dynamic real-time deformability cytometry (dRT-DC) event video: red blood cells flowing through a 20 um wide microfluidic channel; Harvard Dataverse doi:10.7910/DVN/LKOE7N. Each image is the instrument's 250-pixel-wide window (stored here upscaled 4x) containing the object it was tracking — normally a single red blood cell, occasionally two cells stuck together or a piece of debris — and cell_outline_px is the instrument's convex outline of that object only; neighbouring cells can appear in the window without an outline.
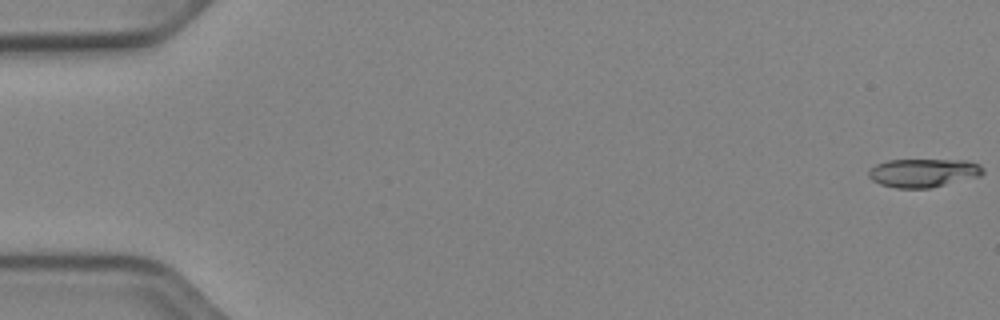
{"species": "Egyptian fruit bat (a non-hibernating species)", "species_latin": "Rousettus aegyptiacus", "temperature_condition": "cold", "stored_images_in_passage": 53, "camera_frame_rate_fps": 3000, "um_per_image_px": 0.085, "animal": {"sex": "female"}, "frame": {"image": 1, "passage_image": 1, "time_ms": 0.0, "image_size_px": [1000, 320], "cell_outline_px": [[984, 172], [980, 176], [932, 188], [896, 188], [880, 184], [872, 180], [868, 176], [868, 168], [876, 164], [888, 160], [968, 160], [980, 164], [984, 168]], "centroid_in_image_um": [78.49, 14.69], "position_along_channel_um": 6.5, "area_um2": 19.25}}
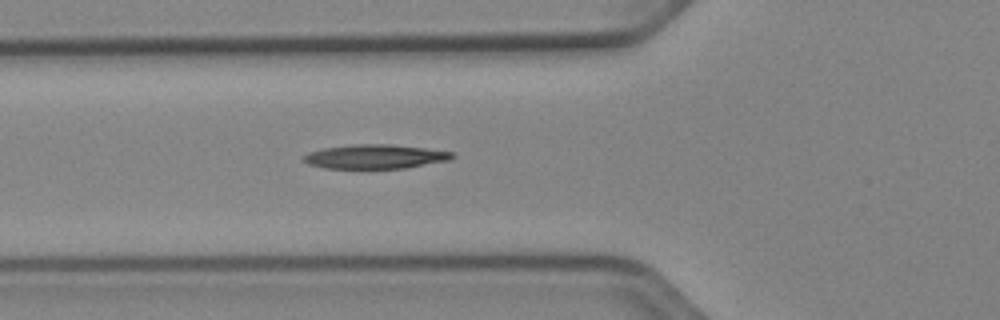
{"frame": {"image": 2, "passage_image": 20, "time_ms": 6.333, "image_size_px": [1000, 320], "cell_outline_px": [[456, 156], [452, 160], [404, 168], [324, 168], [308, 164], [300, 156], [308, 152], [324, 148], [356, 144], [392, 144], [424, 148], [452, 152]], "centroid_in_image_um": [31.89, 13.31], "position_along_channel_um": 93.9, "area_um2": 20.98}}
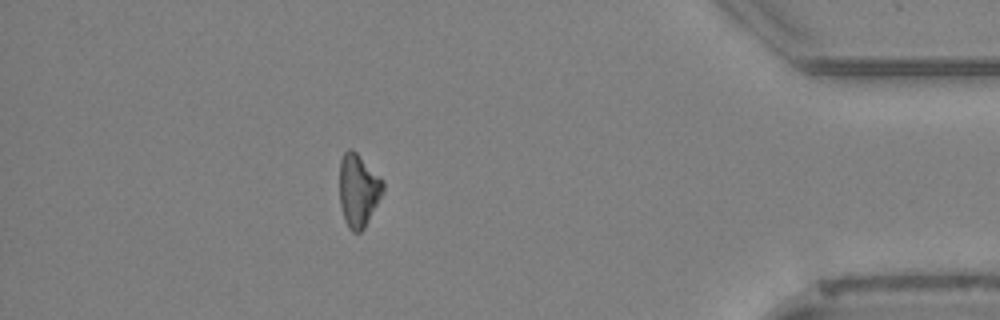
{"frame": {"image": 3, "passage_image": 47, "time_ms": 15.333, "image_size_px": [1000, 320], "cell_outline_px": [[384, 192], [364, 228], [360, 232], [352, 232], [348, 228], [344, 220], [340, 204], [340, 160], [344, 152], [348, 148], [352, 148], [384, 180]], "centroid_in_image_um": [30.46, 16.17], "position_along_channel_um": 404.7, "area_um2": 18.61}, "authors_computed_cell_mechanics": {"area_um2": 19.5364, "velocity_mm_per_s": 3.9375, "shape_relaxation_time_tau1_ms": 9.1733, "shape_relaxation_time_tau2_ms": null, "deformation_change_tau1": 0.1825, "deformation_change_tau2": null}}